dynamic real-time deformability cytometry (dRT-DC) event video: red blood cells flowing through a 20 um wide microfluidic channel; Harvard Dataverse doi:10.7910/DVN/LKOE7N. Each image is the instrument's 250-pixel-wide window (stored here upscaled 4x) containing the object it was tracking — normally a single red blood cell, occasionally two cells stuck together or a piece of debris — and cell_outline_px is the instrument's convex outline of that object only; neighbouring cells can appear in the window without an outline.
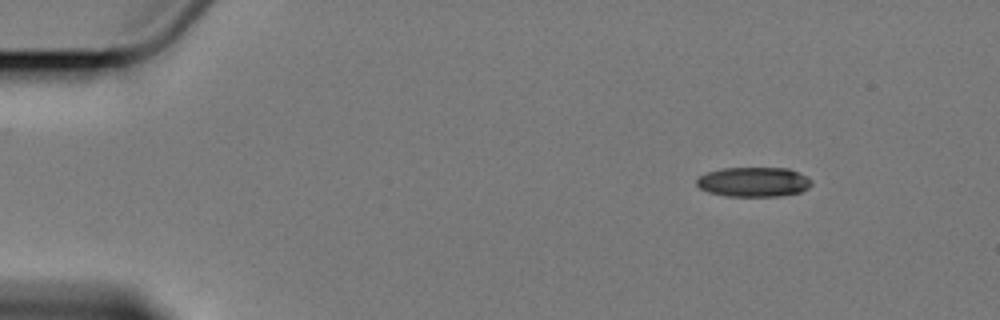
{"species": "Egyptian fruit bat (a non-hibernating species)", "species_latin": "Rousettus aegyptiacus", "temperature_condition": "cold", "stored_images_in_passage": 4, "camera_frame_rate_fps": 3000, "um_per_image_px": 0.085, "animal": {"sex": "female"}, "frame": {"image": 1, "passage_image": 1, "time_ms": 0.0, "image_size_px": [1000, 320], "cell_outline_px": [[812, 184], [808, 188], [800, 192], [780, 196], [724, 196], [708, 192], [700, 188], [696, 184], [696, 180], [700, 176], [708, 172], [720, 168], [788, 168], [812, 180]], "centroid_in_image_um": [64.03, 15.47], "position_along_channel_um": 21.0, "area_um2": 19.83}}
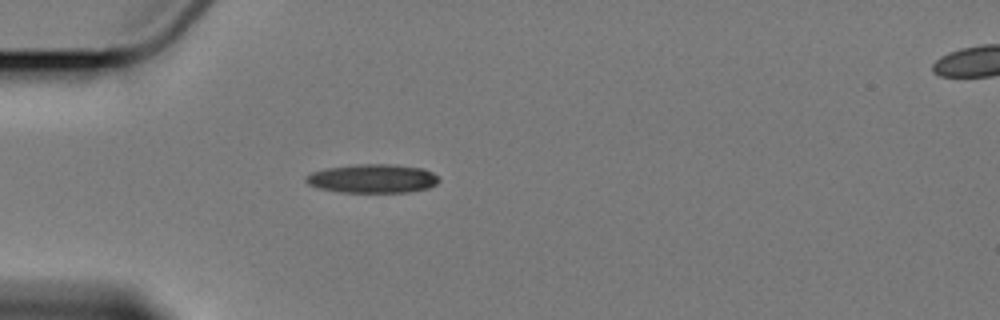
{"frame": {"image": 2, "passage_image": 3, "time_ms": 3.333, "image_size_px": [1000, 320], "cell_outline_px": [[440, 180], [436, 184], [428, 188], [408, 192], [340, 192], [320, 188], [308, 184], [304, 180], [304, 176], [312, 172], [324, 168], [360, 164], [388, 164], [424, 168], [432, 172]], "centroid_in_image_um": [31.65, 15.17], "position_along_channel_um": 53.4, "area_um2": 22.31}}